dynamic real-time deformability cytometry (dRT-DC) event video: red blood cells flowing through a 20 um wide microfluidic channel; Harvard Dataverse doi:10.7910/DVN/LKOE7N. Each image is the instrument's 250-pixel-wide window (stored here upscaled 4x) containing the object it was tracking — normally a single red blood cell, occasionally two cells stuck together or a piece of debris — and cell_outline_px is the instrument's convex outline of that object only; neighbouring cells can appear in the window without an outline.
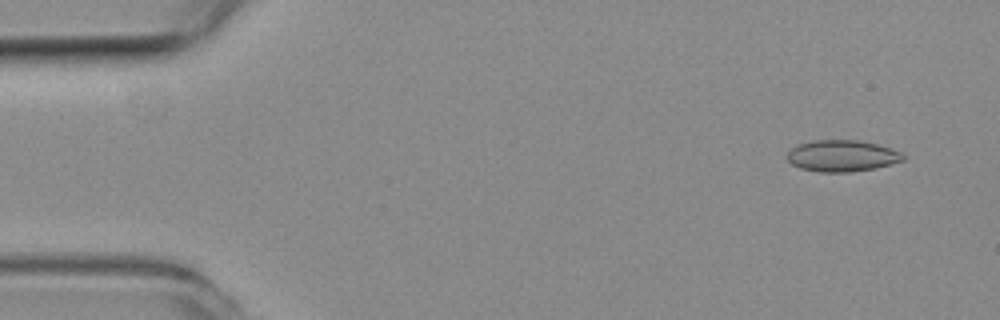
{"species": "common noctule bat (a hibernating species)", "species_latin": "Nyctalus noctula", "temperature_condition": "room temperature", "stored_images_in_passage": 57, "camera_frame_rate_fps": 3000, "um_per_image_px": 0.085, "animal": {"sex": "female", "body_mass_g": 19.3, "forearm_length_mm": 54.1}, "frame": {"image": 1, "passage_image": 4, "time_ms": 1.0, "image_size_px": [1000, 320], "cell_outline_px": [[904, 160], [876, 168], [852, 172], [820, 172], [800, 168], [792, 164], [788, 160], [788, 152], [792, 148], [800, 144], [816, 140], [856, 140], [876, 144], [892, 148], [900, 152], [904, 156]], "centroid_in_image_um": [71.59, 13.25], "position_along_channel_um": 13.4, "area_um2": 21.1}}
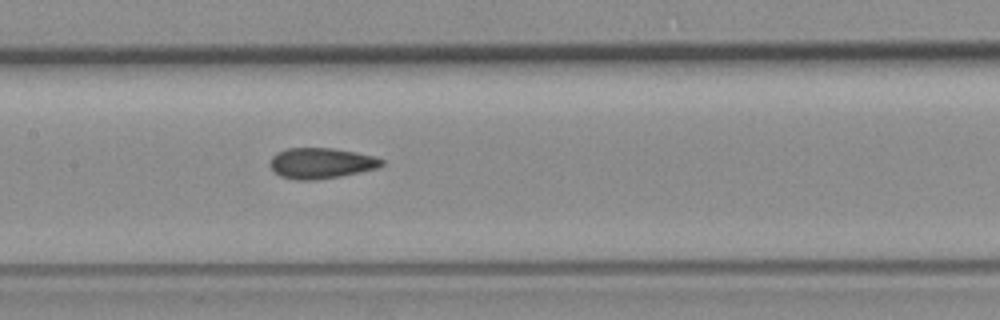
{"frame": {"image": 2, "passage_image": 27, "time_ms": 8.667, "image_size_px": [1000, 320], "cell_outline_px": [[384, 164], [376, 168], [360, 172], [340, 176], [312, 180], [296, 180], [280, 176], [272, 168], [272, 156], [276, 152], [288, 148], [332, 148], [356, 152], [372, 156], [384, 160]], "centroid_in_image_um": [27.3, 13.86], "position_along_channel_um": 180.1, "area_um2": 19.71}}
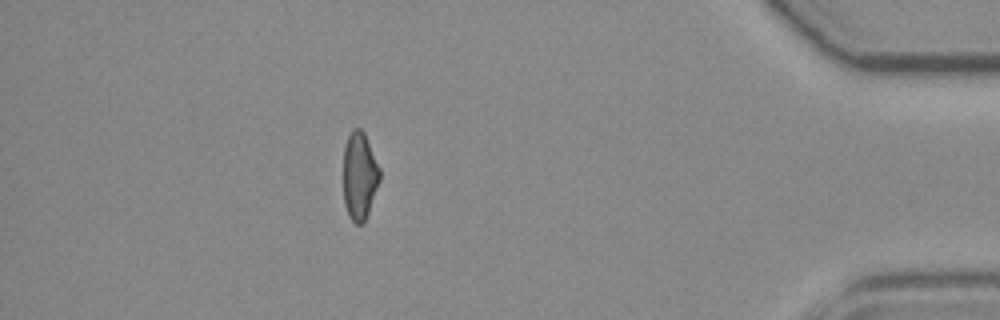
{"frame": {"image": 3, "passage_image": 50, "time_ms": 16.333, "image_size_px": [1000, 320], "cell_outline_px": [[380, 180], [364, 224], [356, 224], [348, 216], [344, 204], [344, 144], [352, 128], [360, 128], [364, 132], [380, 168]], "centroid_in_image_um": [30.56, 14.95], "position_along_channel_um": 404.6, "area_um2": 18.73}, "authors_computed_cell_mechanics": {"area_um2": 19.941, "velocity_mm_per_s": 3.6134, "shape_relaxation_time_tau1_ms": null, "shape_relaxation_time_tau2_ms": 2.1273, "deformation_change_tau1": null, "deformation_change_tau2": 0.0866}}